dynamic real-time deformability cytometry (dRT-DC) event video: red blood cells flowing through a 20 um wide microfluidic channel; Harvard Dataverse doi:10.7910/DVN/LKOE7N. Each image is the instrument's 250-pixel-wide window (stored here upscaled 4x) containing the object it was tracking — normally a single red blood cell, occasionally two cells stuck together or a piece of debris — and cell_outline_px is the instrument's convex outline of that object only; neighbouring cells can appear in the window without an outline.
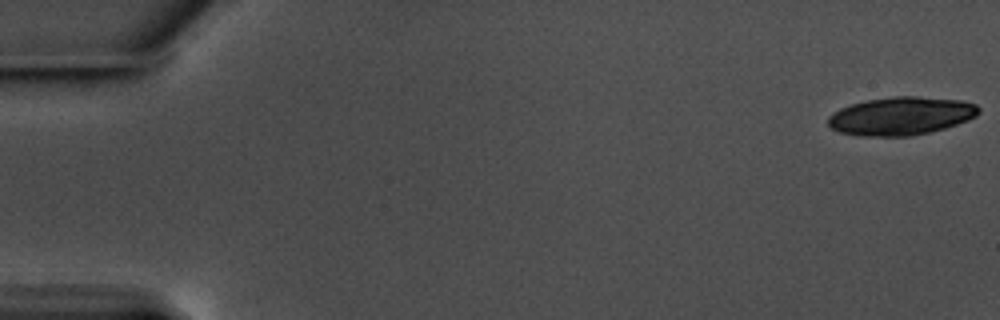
{"species": "common noctule bat (a hibernating species)", "species_latin": "Nyctalus noctula", "temperature_condition": "warm", "stored_images_in_passage": 21, "camera_frame_rate_fps": 3000, "um_per_image_px": 0.085, "animal": {"sex": "male", "body_mass_g": 17.5, "forearm_length_mm": 52.3}, "frame": {"image": 1, "passage_image": 1, "time_ms": 0.0, "image_size_px": [1000, 320], "cell_outline_px": [[980, 112], [976, 116], [968, 120], [944, 128], [912, 136], [860, 136], [840, 132], [832, 128], [828, 124], [828, 116], [832, 112], [840, 108], [852, 104], [868, 100], [896, 96], [916, 96], [960, 100], [976, 104], [980, 108]], "centroid_in_image_um": [76.58, 9.86], "position_along_channel_um": 8.4, "area_um2": 33.41}}